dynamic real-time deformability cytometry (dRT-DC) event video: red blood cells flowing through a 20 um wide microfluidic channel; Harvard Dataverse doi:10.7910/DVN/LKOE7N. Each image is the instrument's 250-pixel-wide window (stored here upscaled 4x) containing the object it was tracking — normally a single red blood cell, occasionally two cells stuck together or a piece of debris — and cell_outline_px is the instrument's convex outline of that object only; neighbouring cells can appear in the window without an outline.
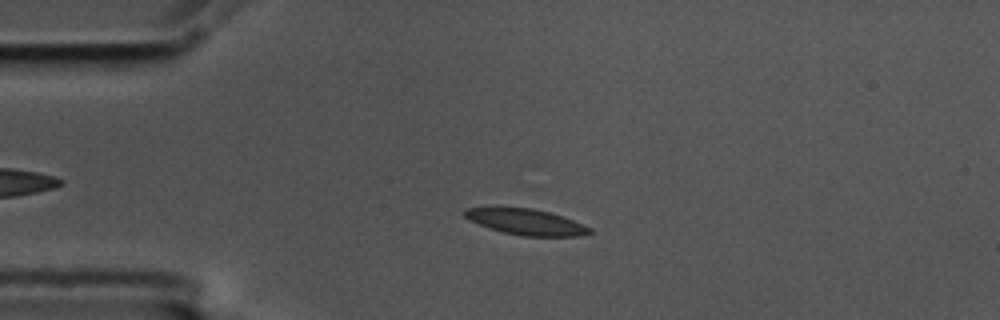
{"species": "common noctule bat (a hibernating species)", "species_latin": "Nyctalus noctula", "temperature_condition": "cold", "stored_images_in_passage": 54, "camera_frame_rate_fps": 3000, "um_per_image_px": 0.085, "animal": {"sex": "male", "body_mass_g": 17.5, "forearm_length_mm": 52.3}, "frame": {"image": 1, "passage_image": 10, "time_ms": 3.0, "image_size_px": [1000, 320], "cell_outline_px": [[592, 232], [580, 236], [524, 236], [504, 232], [488, 228], [468, 220], [464, 216], [464, 212], [468, 208], [532, 208], [548, 212], [572, 220], [592, 228]], "centroid_in_image_um": [44.72, 18.87], "position_along_channel_um": 40.3, "area_um2": 18.5}}
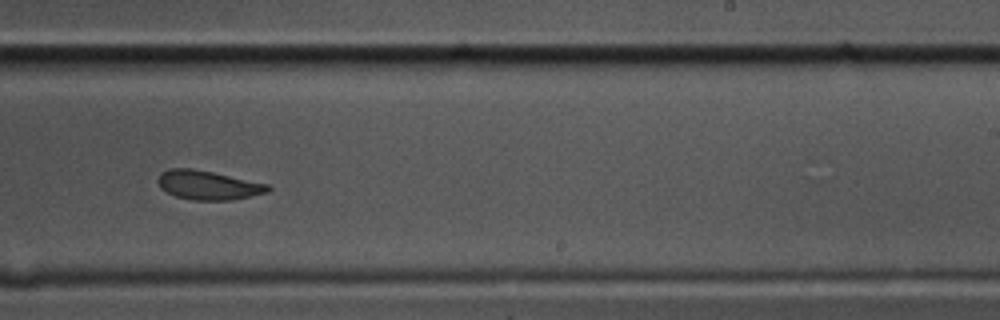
{"frame": {"image": 2, "passage_image": 32, "time_ms": 10.333, "image_size_px": [1000, 320], "cell_outline_px": [[272, 188], [268, 192], [232, 200], [192, 200], [176, 196], [160, 188], [156, 180], [160, 172], [168, 168], [192, 168], [212, 172], [268, 184]], "centroid_in_image_um": [17.65, 15.73], "position_along_channel_um": 271.3, "area_um2": 18.67}}
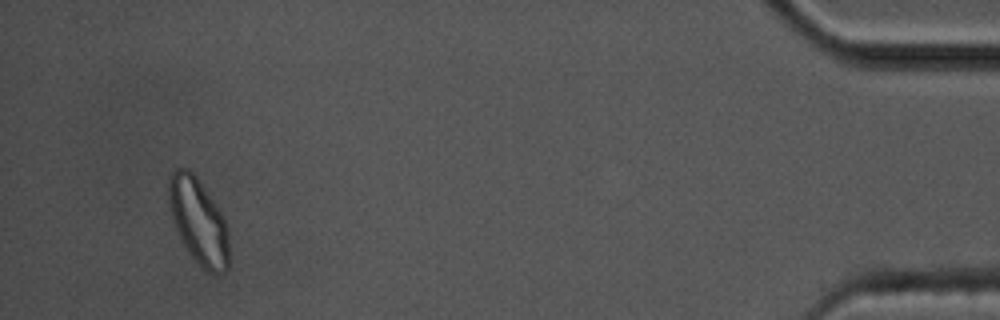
{"frame": {"image": 3, "passage_image": 51, "time_ms": 16.667, "image_size_px": [1000, 320], "cell_outline_px": [[228, 268], [224, 272], [216, 276], [208, 272], [188, 252], [172, 220], [168, 200], [168, 176], [176, 168], [188, 168], [196, 176], [220, 212], [228, 228]], "centroid_in_image_um": [16.85, 18.81], "position_along_channel_um": 418.3, "area_um2": 29.88}, "authors_computed_cell_mechanics": {"area_um2": 19.2474, "velocity_mm_per_s": 3.5011, "shape_relaxation_time_tau1_ms": null, "shape_relaxation_time_tau2_ms": 3.7417, "deformation_change_tau1": null, "deformation_change_tau2": 0.092}}